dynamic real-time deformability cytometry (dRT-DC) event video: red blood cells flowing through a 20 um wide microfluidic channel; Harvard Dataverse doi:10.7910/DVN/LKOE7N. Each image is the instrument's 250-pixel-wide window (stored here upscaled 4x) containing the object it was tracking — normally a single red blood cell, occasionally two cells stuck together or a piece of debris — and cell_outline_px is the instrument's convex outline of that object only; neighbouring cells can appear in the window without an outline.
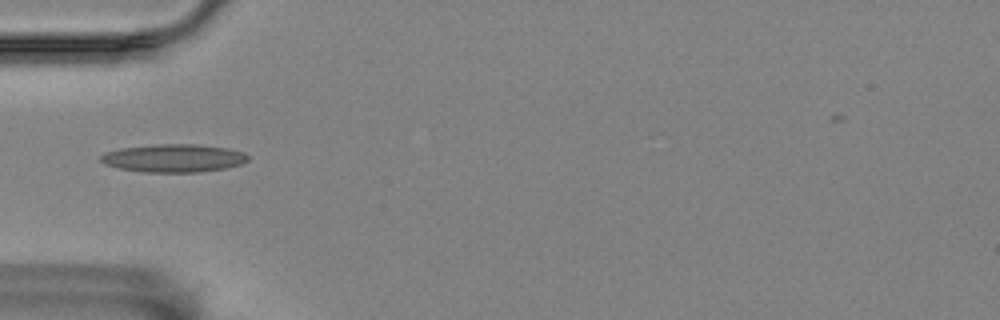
{"species": "Egyptian fruit bat (a non-hibernating species)", "species_latin": "Rousettus aegyptiacus", "temperature_condition": "room temperature", "stored_images_in_passage": 9, "camera_frame_rate_fps": 3000, "um_per_image_px": 0.085, "animal": {"sex": "female"}, "frame": {"image": 1, "passage_image": 3, "time_ms": 2.333, "image_size_px": [1000, 320], "cell_outline_px": [[248, 160], [240, 164], [224, 168], [196, 172], [144, 172], [120, 168], [104, 164], [100, 160], [100, 156], [104, 152], [120, 148], [156, 144], [196, 144], [228, 148], [244, 152], [248, 156]], "centroid_in_image_um": [14.73, 13.43], "position_along_channel_um": 70.3, "area_um2": 23.99}}
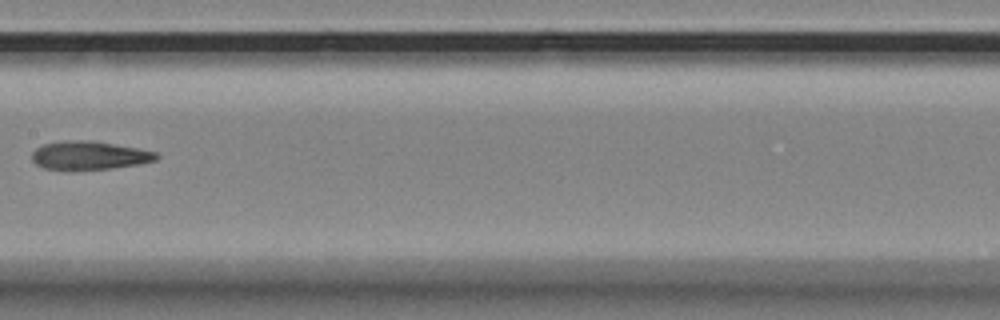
{"frame": {"image": 2, "passage_image": 6, "time_ms": 6.0, "image_size_px": [1000, 320], "cell_outline_px": [[160, 156], [156, 160], [140, 164], [112, 168], [68, 172], [44, 168], [36, 164], [32, 160], [32, 152], [36, 148], [44, 144], [64, 140], [88, 140], [136, 148], [156, 152]], "centroid_in_image_um": [7.54, 13.24], "position_along_channel_um": 199.9, "area_um2": 21.04}}
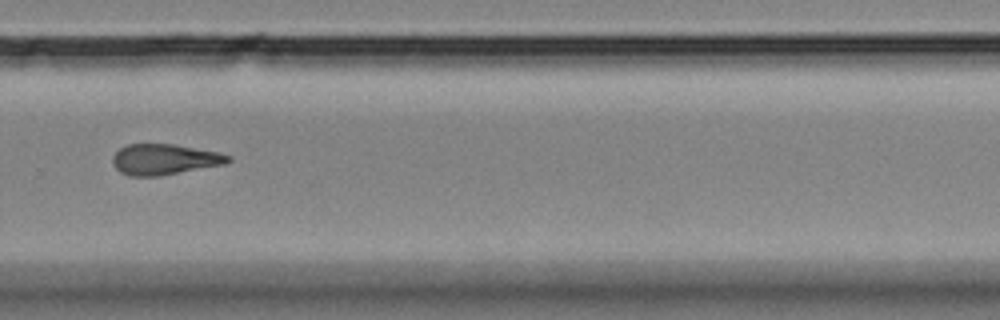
{"frame": {"image": 3, "passage_image": 9, "time_ms": 9.333, "image_size_px": [1000, 320], "cell_outline_px": [[232, 160], [224, 164], [160, 176], [128, 176], [120, 172], [112, 164], [112, 156], [120, 148], [128, 144], [172, 144], [216, 152], [232, 156]], "centroid_in_image_um": [13.94, 13.55], "position_along_channel_um": 315.9, "area_um2": 20.58}}